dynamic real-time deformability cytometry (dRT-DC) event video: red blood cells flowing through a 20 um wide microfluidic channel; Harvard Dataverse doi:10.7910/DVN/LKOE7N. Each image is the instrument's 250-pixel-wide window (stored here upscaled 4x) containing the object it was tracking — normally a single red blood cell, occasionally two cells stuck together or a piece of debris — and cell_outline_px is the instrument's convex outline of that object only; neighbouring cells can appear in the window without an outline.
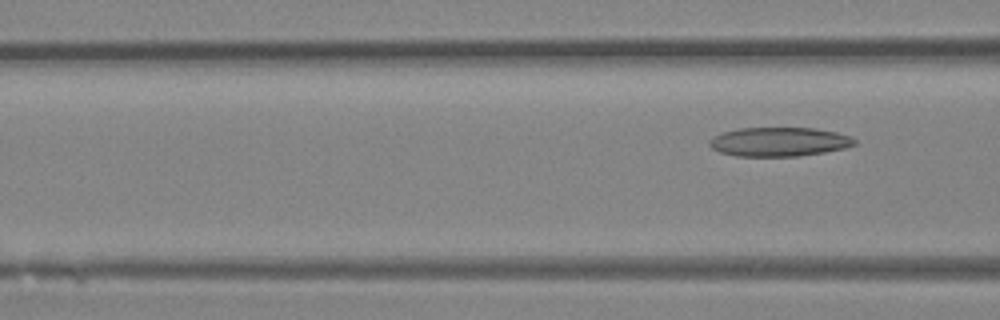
{"species": "Egyptian fruit bat (a non-hibernating species)", "species_latin": "Rousettus aegyptiacus", "temperature_condition": "room temperature", "stored_images_in_passage": 7, "camera_frame_rate_fps": 3000, "um_per_image_px": 0.085, "animal": {"sex": "female"}, "frame": {"image": 1, "passage_image": 7, "time_ms": 2.0, "image_size_px": [1000, 320], "cell_outline_px": [[856, 144], [844, 148], [824, 152], [800, 156], [736, 156], [720, 152], [712, 148], [708, 144], [708, 140], [712, 136], [724, 132], [740, 128], [816, 128], [836, 132], [852, 136], [856, 140]], "centroid_in_image_um": [66.22, 12.05], "position_along_channel_um": 100.4, "area_um2": 24.68}}